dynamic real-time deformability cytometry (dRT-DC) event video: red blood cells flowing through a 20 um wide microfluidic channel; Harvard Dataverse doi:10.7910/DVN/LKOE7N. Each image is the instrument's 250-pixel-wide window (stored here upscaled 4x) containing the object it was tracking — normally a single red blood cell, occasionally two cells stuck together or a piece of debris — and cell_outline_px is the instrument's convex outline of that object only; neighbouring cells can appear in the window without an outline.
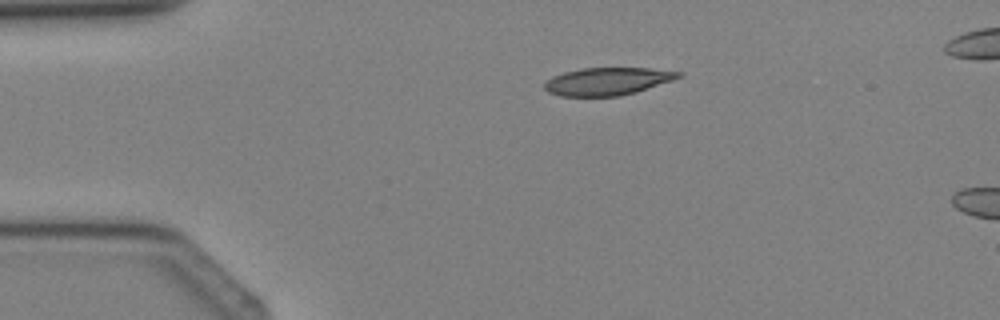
{"species": "Egyptian fruit bat (a non-hibernating species)", "species_latin": "Rousettus aegyptiacus", "temperature_condition": "cold", "stored_images_in_passage": 4, "camera_frame_rate_fps": 3000, "um_per_image_px": 0.085, "animal": {"sex": "female"}, "frame": {"image": 1, "passage_image": 3, "time_ms": 2.333, "image_size_px": [1000, 320], "cell_outline_px": [[684, 76], [636, 92], [620, 96], [560, 96], [548, 92], [544, 88], [544, 80], [552, 76], [564, 72], [584, 68], [648, 68], [684, 72]], "centroid_in_image_um": [51.62, 6.91], "position_along_channel_um": 33.4, "area_um2": 21.68}}